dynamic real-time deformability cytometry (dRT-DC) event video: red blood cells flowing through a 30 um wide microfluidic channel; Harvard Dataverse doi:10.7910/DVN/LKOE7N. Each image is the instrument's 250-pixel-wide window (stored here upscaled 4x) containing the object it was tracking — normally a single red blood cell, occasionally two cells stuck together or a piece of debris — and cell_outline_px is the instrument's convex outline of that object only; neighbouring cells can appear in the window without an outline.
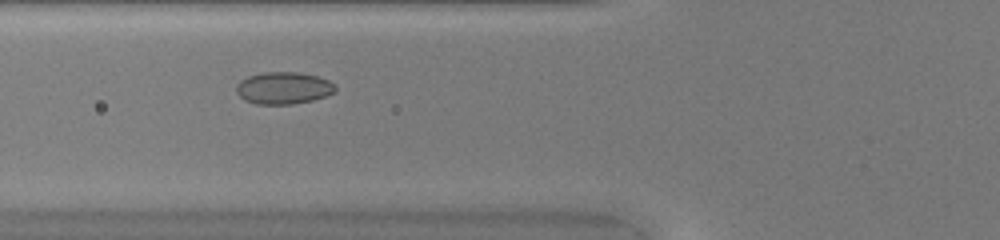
{"species": "common noctule bat (a hibernating species)", "species_latin": "Nyctalus noctula", "temperature_condition": "warm", "stored_images_in_passage": 41, "camera_frame_rate_fps": 3000, "um_per_image_px": 0.085, "animal": {"sex": "female", "body_mass_g": 20.0, "forearm_length_mm": 54.0}, "frame": {"image": 1, "passage_image": 11, "time_ms": 3.333, "image_size_px": [1000, 240], "cell_outline_px": [[336, 92], [312, 100], [292, 104], [256, 104], [244, 100], [236, 92], [236, 84], [240, 80], [248, 76], [264, 72], [296, 72], [316, 76], [328, 80], [336, 84]], "centroid_in_image_um": [24.08, 7.48], "position_along_channel_um": 101.7, "area_um2": 18.55}}
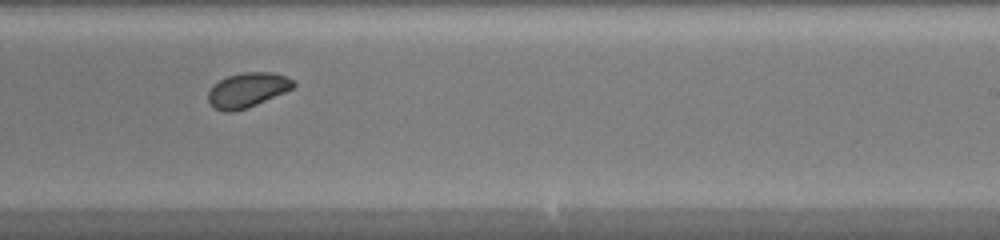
{"frame": {"image": 2, "passage_image": 23, "time_ms": 7.333, "image_size_px": [1000, 240], "cell_outline_px": [[296, 84], [292, 88], [284, 92], [248, 108], [232, 112], [224, 112], [216, 108], [208, 100], [208, 92], [212, 84], [228, 76], [244, 72], [272, 72], [284, 76], [292, 80]], "centroid_in_image_um": [21.0, 7.65], "position_along_channel_um": 268.0, "area_um2": 17.05}}
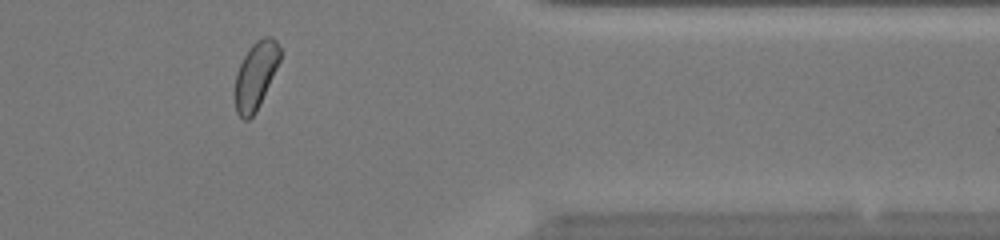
{"frame": {"image": 3, "passage_image": 33, "time_ms": 10.667, "image_size_px": [1000, 240], "cell_outline_px": [[280, 60], [260, 104], [256, 112], [248, 120], [244, 120], [236, 112], [236, 72], [244, 56], [252, 44], [256, 40], [264, 36], [272, 36], [276, 40], [280, 48]], "centroid_in_image_um": [21.75, 6.39], "position_along_channel_um": 389.7, "area_um2": 17.4}, "authors_computed_cell_mechanics": {"area_um2": 17.7446, "velocity_mm_per_s": 4.1672, "shape_relaxation_time_tau1_ms": 5.8177, "shape_relaxation_time_tau2_ms": null, "deformation_change_tau1": 0.0989, "deformation_change_tau2": null}}